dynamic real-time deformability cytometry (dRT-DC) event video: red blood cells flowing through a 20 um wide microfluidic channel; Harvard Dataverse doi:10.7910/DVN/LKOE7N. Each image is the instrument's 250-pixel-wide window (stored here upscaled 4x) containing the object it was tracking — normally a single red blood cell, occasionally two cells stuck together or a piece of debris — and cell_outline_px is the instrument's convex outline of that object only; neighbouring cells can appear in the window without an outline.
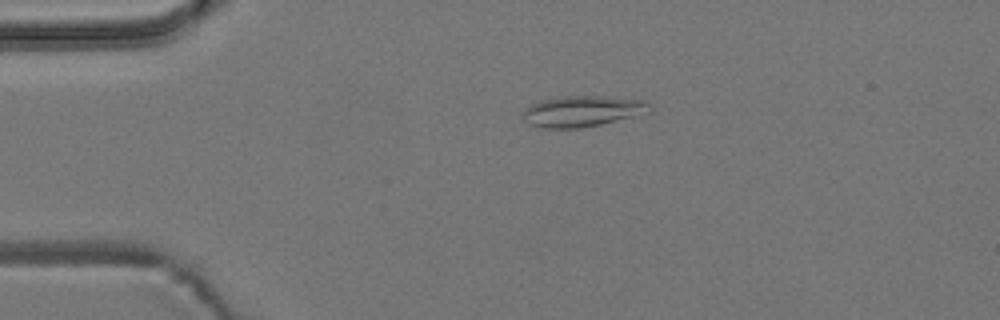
{"species": "common noctule bat (a hibernating species)", "species_latin": "Nyctalus noctula", "temperature_condition": "room temperature", "stored_images_in_passage": 5, "camera_frame_rate_fps": 3000, "um_per_image_px": 0.085, "animal": {"sex": "male", "body_mass_g": 19.2, "forearm_length_mm": 51.8}, "frame": {"image": 1, "passage_image": 4, "time_ms": 1.0, "image_size_px": [1000, 320], "cell_outline_px": [[652, 112], [600, 124], [580, 128], [540, 128], [528, 124], [520, 116], [520, 112], [524, 108], [540, 100], [564, 96], [604, 96], [648, 100]], "centroid_in_image_um": [49.47, 9.45], "position_along_channel_um": 35.5, "area_um2": 23.24}}